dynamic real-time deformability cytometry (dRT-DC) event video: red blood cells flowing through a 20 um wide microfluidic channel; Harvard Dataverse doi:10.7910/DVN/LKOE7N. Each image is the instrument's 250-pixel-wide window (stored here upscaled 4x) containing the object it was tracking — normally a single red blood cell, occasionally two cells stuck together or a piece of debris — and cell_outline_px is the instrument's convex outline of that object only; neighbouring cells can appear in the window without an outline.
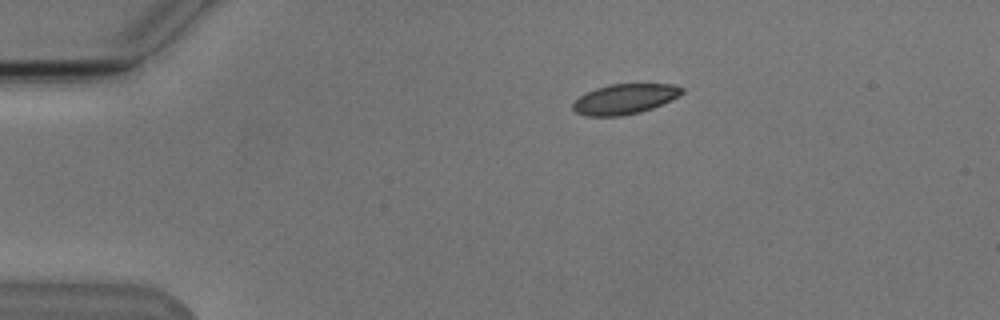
{"species": "Egyptian fruit bat (a non-hibernating species)", "species_latin": "Rousettus aegyptiacus", "temperature_condition": "cold", "stored_images_in_passage": 3, "camera_frame_rate_fps": 3000, "um_per_image_px": 0.085, "animal": {"sex": "male"}, "frame": {"image": 1, "passage_image": 1, "time_ms": 0.0, "image_size_px": [1000, 320], "cell_outline_px": [[684, 92], [672, 100], [652, 108], [640, 112], [620, 116], [584, 116], [576, 112], [572, 108], [572, 104], [580, 96], [596, 88], [608, 84], [676, 84], [684, 88]], "centroid_in_image_um": [53.12, 8.41], "position_along_channel_um": 31.9, "area_um2": 19.19}}